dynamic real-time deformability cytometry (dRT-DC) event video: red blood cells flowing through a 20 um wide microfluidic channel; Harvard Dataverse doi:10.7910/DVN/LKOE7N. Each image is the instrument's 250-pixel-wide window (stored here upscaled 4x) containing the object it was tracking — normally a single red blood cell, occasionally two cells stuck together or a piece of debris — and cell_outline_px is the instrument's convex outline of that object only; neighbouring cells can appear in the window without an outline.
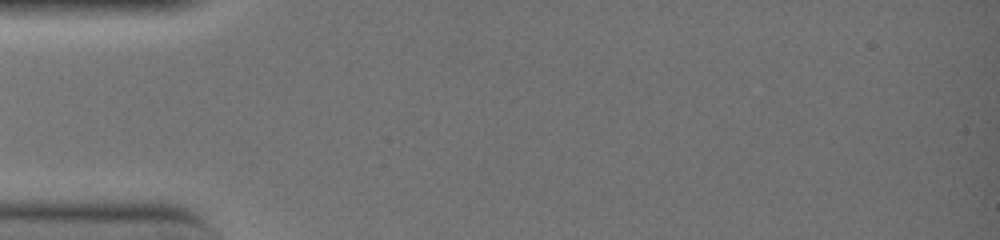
{"species": "common noctule bat (a hibernating species)", "species_latin": "Nyctalus noctula", "temperature_condition": "warm", "stored_images_in_passage": 2, "camera_frame_rate_fps": 3000, "um_per_image_px": 0.085, "animal": {"sex": "female", "body_mass_g": 19.0, "forearm_length_mm": 51.5}, "frame": {"image": 1, "passage_image": 1, "time_ms": 0.0, "image_size_px": [1000, 240], "cell_outline_px": [[152, 164], [140, 168], [20, 168], [12, 164], [16, 160], [40, 156], [120, 156], [144, 160]], "centroid_in_image_um": [6.86, 13.8], "position_along_channel_um": 78.1, "area_um2": 10.64}}